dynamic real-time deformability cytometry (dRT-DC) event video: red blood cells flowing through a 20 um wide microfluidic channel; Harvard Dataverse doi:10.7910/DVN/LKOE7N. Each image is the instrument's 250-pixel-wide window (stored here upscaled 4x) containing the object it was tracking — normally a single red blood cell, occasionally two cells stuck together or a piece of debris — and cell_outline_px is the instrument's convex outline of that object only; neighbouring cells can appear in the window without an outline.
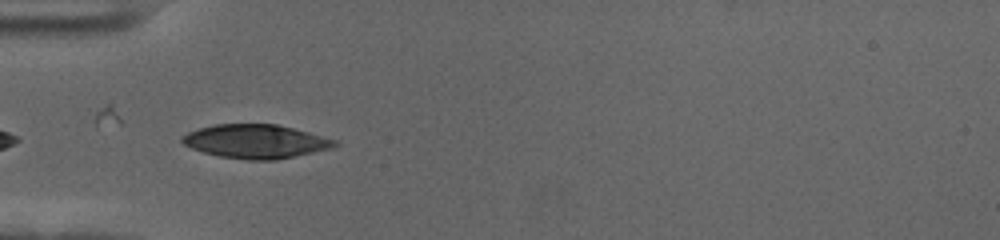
{"species": "human", "species_latin": "Homo sapiens", "temperature_condition": "cold", "stored_images_in_passage": 5, "camera_frame_rate_fps": 3000, "um_per_image_px": 0.085, "donor": {"sex": "female"}, "frame": {"image": 1, "passage_image": 2, "time_ms": 0.333, "image_size_px": [1000, 240], "cell_outline_px": [[340, 144], [332, 148], [276, 160], [248, 160], [220, 156], [204, 152], [192, 148], [184, 144], [180, 140], [180, 136], [188, 132], [200, 128], [216, 124], [276, 124], [308, 132], [336, 140]], "centroid_in_image_um": [21.73, 12.02], "position_along_channel_um": 63.3, "area_um2": 29.88}}